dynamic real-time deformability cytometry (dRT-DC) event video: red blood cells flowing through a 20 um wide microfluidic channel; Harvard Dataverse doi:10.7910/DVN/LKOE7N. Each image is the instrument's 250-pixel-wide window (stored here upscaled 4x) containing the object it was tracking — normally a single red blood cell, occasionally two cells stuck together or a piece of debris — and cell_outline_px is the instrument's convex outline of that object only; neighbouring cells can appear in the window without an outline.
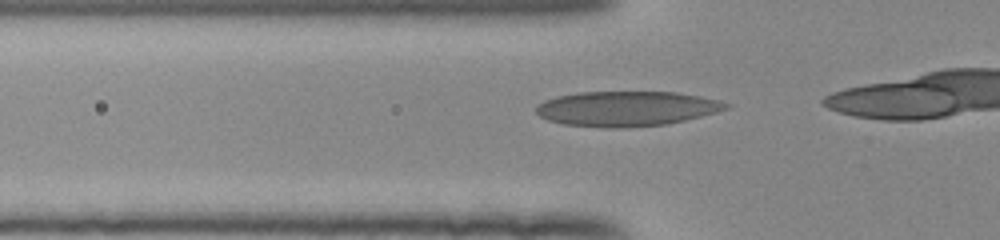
{"species": "human", "species_latin": "Homo sapiens", "temperature_condition": "room temperature", "stored_images_in_passage": 18, "camera_frame_rate_fps": 3000, "um_per_image_px": 0.085, "donor": {"sex": "female"}, "frame": {"image": 1, "passage_image": 13, "time_ms": 4.0, "image_size_px": [1000, 240], "cell_outline_px": [[732, 104], [728, 108], [716, 112], [668, 124], [624, 128], [604, 128], [564, 124], [548, 120], [540, 116], [536, 112], [536, 104], [544, 100], [556, 96], [580, 92], [676, 92], [700, 96], [720, 100]], "centroid_in_image_um": [53.25, 9.23], "position_along_channel_um": 72.6, "area_um2": 38.9}}
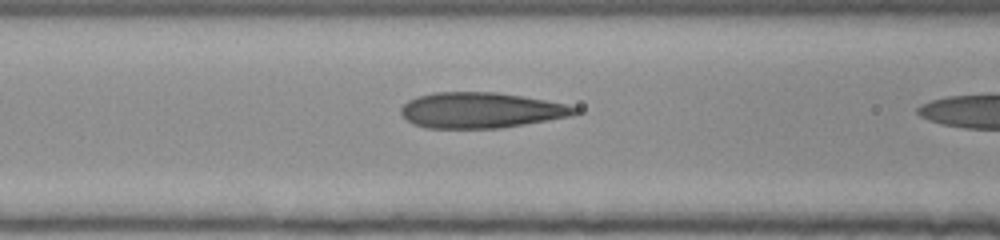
{"frame": {"image": 2, "passage_image": 17, "time_ms": 5.333, "image_size_px": [1000, 240], "cell_outline_px": [[584, 112], [572, 116], [500, 128], [428, 128], [412, 124], [400, 112], [400, 108], [408, 100], [432, 92], [496, 92], [524, 96], [564, 104], [580, 108]], "centroid_in_image_um": [40.91, 9.37], "position_along_channel_um": 125.7, "area_um2": 36.18}}